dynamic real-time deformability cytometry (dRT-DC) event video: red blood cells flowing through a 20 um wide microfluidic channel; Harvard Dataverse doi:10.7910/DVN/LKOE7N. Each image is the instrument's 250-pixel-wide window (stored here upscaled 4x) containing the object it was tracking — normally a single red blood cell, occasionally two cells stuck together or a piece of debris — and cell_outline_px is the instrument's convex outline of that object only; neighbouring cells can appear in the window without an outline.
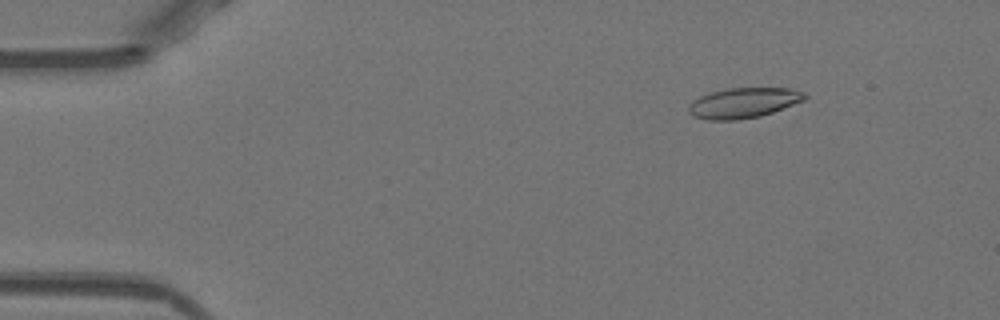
{"species": "Egyptian fruit bat (a non-hibernating species)", "species_latin": "Rousettus aegyptiacus", "temperature_condition": "warm", "stored_images_in_passage": 17, "camera_frame_rate_fps": 3000, "um_per_image_px": 0.085, "animal": {"sex": "female"}, "frame": {"image": 1, "passage_image": 7, "time_ms": 2.0, "image_size_px": [1000, 320], "cell_outline_px": [[808, 96], [804, 100], [772, 112], [760, 116], [736, 120], [708, 120], [692, 116], [688, 112], [688, 104], [692, 100], [700, 96], [712, 92], [728, 88], [792, 88], [804, 92]], "centroid_in_image_um": [63.17, 8.74], "position_along_channel_um": 21.8, "area_um2": 20.52}}
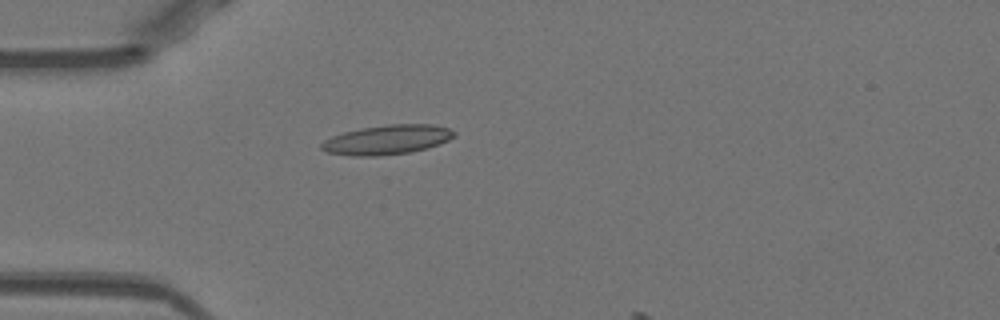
{"frame": {"image": 2, "passage_image": 15, "time_ms": 4.667, "image_size_px": [1000, 320], "cell_outline_px": [[456, 136], [440, 144], [428, 148], [408, 152], [376, 156], [352, 156], [328, 152], [320, 148], [320, 144], [324, 140], [332, 136], [344, 132], [364, 128], [388, 124], [432, 124], [448, 128], [456, 132]], "centroid_in_image_um": [32.92, 11.87], "position_along_channel_um": 52.1, "area_um2": 22.72}}